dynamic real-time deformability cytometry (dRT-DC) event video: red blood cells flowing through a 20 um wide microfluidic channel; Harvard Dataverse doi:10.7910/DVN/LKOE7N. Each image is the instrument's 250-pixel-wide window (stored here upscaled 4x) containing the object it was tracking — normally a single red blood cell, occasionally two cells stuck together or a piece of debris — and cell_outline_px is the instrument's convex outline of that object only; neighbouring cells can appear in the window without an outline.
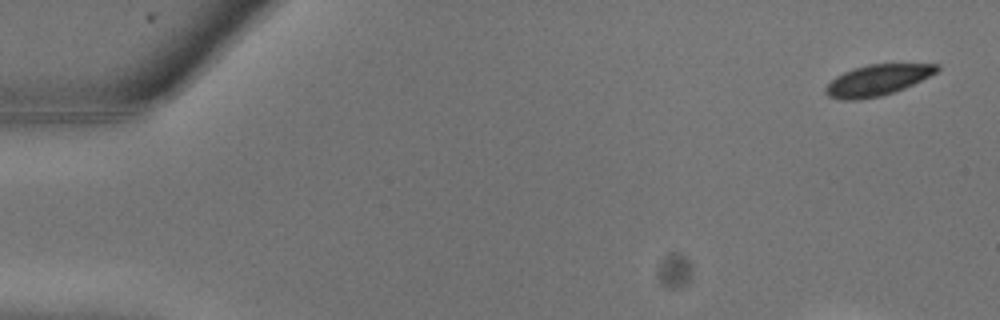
{"species": "common noctule bat (a hibernating species)", "species_latin": "Nyctalus noctula", "temperature_condition": "warm", "stored_images_in_passage": 8, "camera_frame_rate_fps": 3000, "um_per_image_px": 0.085, "animal": {"sex": "male", "body_mass_g": 13.3}, "frame": {"image": 1, "passage_image": 1, "time_ms": 0.0, "image_size_px": [1000, 320], "cell_outline_px": [[940, 68], [936, 72], [896, 92], [880, 96], [860, 100], [840, 100], [828, 96], [824, 92], [824, 88], [836, 76], [844, 72], [868, 64], [940, 64]], "centroid_in_image_um": [74.54, 6.83], "position_along_channel_um": 10.5, "area_um2": 19.94}}